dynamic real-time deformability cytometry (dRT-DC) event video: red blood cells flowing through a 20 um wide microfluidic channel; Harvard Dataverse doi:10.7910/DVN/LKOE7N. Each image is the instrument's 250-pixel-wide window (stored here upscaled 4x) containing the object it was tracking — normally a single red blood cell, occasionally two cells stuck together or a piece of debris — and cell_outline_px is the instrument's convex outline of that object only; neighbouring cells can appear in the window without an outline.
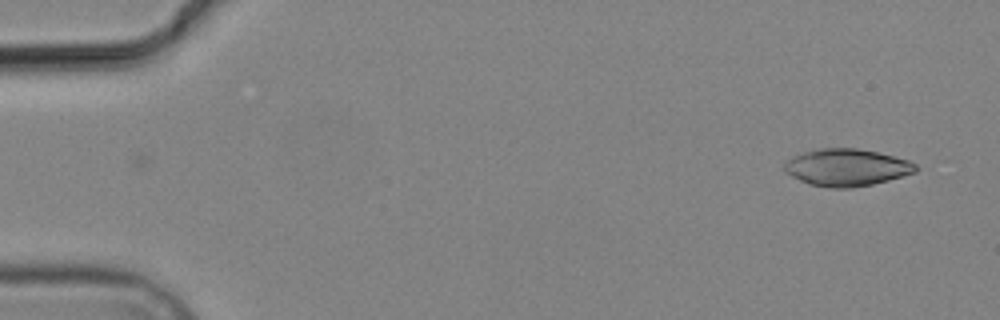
{"species": "common noctule bat (a hibernating species)", "species_latin": "Nyctalus noctula", "temperature_condition": "cold", "stored_images_in_passage": 5, "camera_frame_rate_fps": 3000, "um_per_image_px": 0.085, "animal": {"sex": "male", "body_mass_g": 19.2, "forearm_length_mm": 51.8}, "frame": {"image": 1, "passage_image": 1, "time_ms": 0.0, "image_size_px": [1000, 320], "cell_outline_px": [[916, 172], [888, 180], [872, 184], [852, 188], [828, 188], [808, 184], [784, 172], [784, 164], [788, 160], [804, 152], [820, 148], [856, 148], [876, 152], [908, 160], [916, 164]], "centroid_in_image_um": [71.95, 14.24], "position_along_channel_um": 13.1, "area_um2": 28.21}}
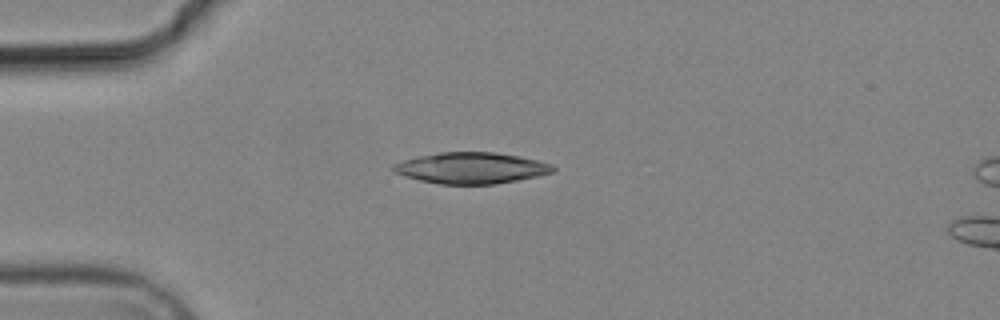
{"frame": {"image": 2, "passage_image": 4, "time_ms": 3.667, "image_size_px": [1000, 320], "cell_outline_px": [[556, 172], [496, 184], [440, 184], [420, 180], [404, 176], [392, 172], [392, 164], [404, 160], [420, 156], [440, 152], [496, 152], [520, 156], [552, 164], [556, 168]], "centroid_in_image_um": [40.06, 14.28], "position_along_channel_um": 44.9, "area_um2": 29.02}}